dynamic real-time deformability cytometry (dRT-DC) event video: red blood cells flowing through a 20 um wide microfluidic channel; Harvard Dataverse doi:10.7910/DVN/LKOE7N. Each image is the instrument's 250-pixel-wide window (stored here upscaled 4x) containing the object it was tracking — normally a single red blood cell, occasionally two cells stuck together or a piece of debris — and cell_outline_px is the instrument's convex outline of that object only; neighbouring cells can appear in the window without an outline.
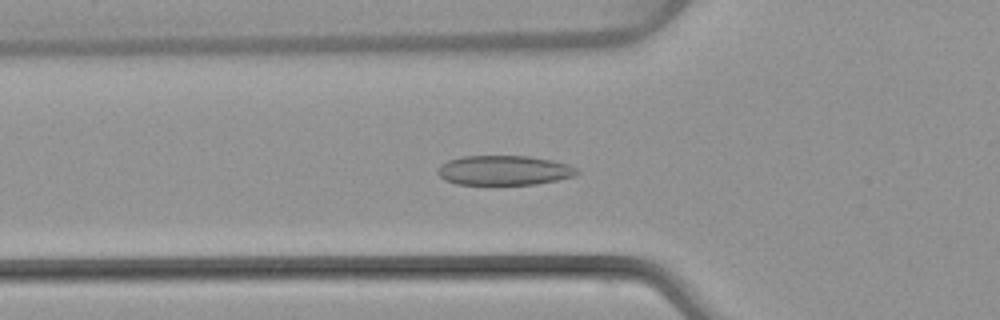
{"species": "common noctule bat (a hibernating species)", "species_latin": "Nyctalus noctula", "temperature_condition": "warm", "stored_images_in_passage": 47, "camera_frame_rate_fps": 3000, "um_per_image_px": 0.085, "animal": {"sex": "female", "body_mass_g": 22.7, "forearm_length_mm": 54.2}, "frame": {"image": 1, "passage_image": 14, "time_ms": 4.333, "image_size_px": [1000, 320], "cell_outline_px": [[580, 172], [572, 176], [556, 180], [536, 184], [456, 184], [444, 180], [436, 172], [440, 164], [448, 160], [460, 156], [528, 156], [552, 160], [568, 164], [576, 168]], "centroid_in_image_um": [42.8, 14.47], "position_along_channel_um": 83.0, "area_um2": 24.04}}
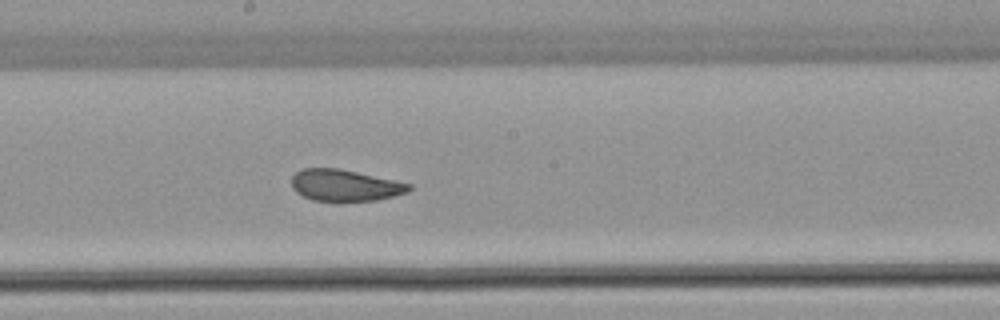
{"frame": {"image": 2, "passage_image": 24, "time_ms": 7.667, "image_size_px": [1000, 320], "cell_outline_px": [[412, 188], [408, 192], [376, 200], [312, 200], [296, 192], [292, 188], [292, 176], [300, 168], [340, 168], [396, 180], [412, 184]], "centroid_in_image_um": [29.32, 15.73], "position_along_channel_um": 218.9, "area_um2": 21.5}}
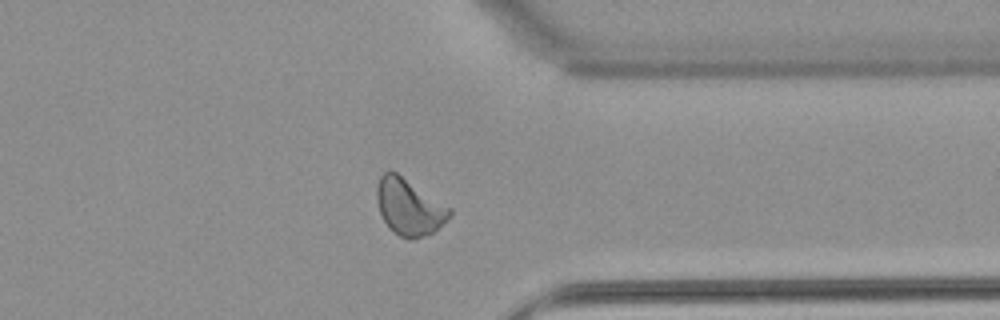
{"frame": {"image": 3, "passage_image": 36, "time_ms": 11.667, "image_size_px": [1000, 320], "cell_outline_px": [[452, 212], [432, 232], [424, 236], [412, 240], [408, 240], [400, 236], [388, 228], [380, 212], [376, 200], [376, 188], [380, 176], [384, 172], [396, 172], [452, 208]], "centroid_in_image_um": [34.74, 17.59], "position_along_channel_um": 376.7, "area_um2": 23.64}, "authors_computed_cell_mechanics": {"area_um2": 23.5824, "velocity_mm_per_s": 4.0579, "shape_relaxation_time_tau1_ms": 3.6245, "shape_relaxation_time_tau2_ms": 0.8915, "deformation_change_tau1": 0.1131, "deformation_change_tau2": 0.0659}}